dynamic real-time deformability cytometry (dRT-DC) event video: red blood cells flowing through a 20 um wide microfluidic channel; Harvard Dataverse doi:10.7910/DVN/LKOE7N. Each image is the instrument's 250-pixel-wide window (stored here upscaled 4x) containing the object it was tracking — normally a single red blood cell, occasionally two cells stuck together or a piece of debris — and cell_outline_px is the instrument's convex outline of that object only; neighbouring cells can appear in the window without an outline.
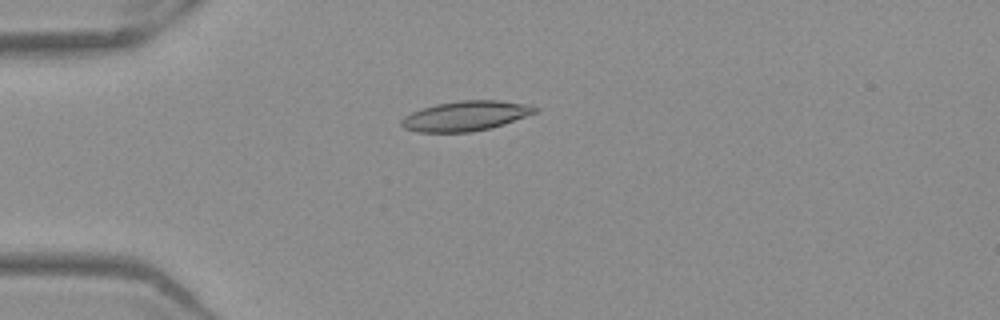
{"species": "Egyptian fruit bat (a non-hibernating species)", "species_latin": "Rousettus aegyptiacus", "temperature_condition": "warm", "stored_images_in_passage": 39, "camera_frame_rate_fps": 3000, "um_per_image_px": 0.085, "frame": {"image": 1, "passage_image": 1, "time_ms": 0.0, "image_size_px": [1000, 320], "cell_outline_px": [[540, 108], [536, 112], [504, 124], [492, 128], [472, 132], [416, 132], [404, 128], [400, 124], [400, 120], [404, 116], [412, 112], [436, 104], [460, 100], [496, 100], [524, 104]], "centroid_in_image_um": [39.55, 9.86], "position_along_channel_um": 45.5, "area_um2": 23.18}}
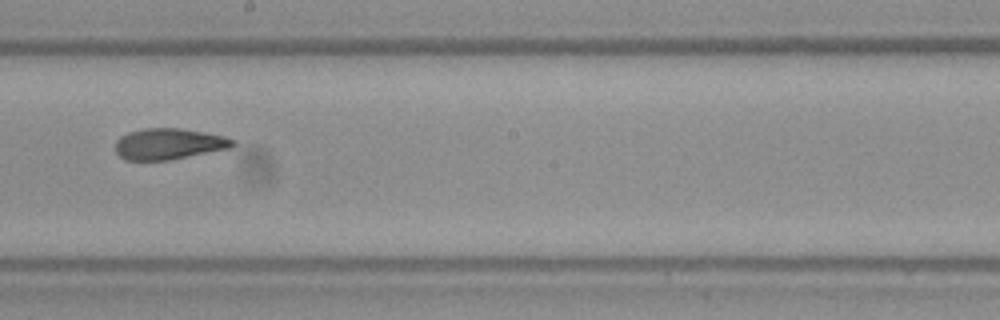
{"frame": {"image": 2, "passage_image": 17, "time_ms": 5.333, "image_size_px": [1000, 320], "cell_outline_px": [[236, 144], [232, 148], [168, 160], [124, 160], [116, 152], [116, 140], [120, 136], [128, 132], [144, 128], [180, 128], [204, 132], [224, 136], [236, 140]], "centroid_in_image_um": [14.37, 12.23], "position_along_channel_um": 233.8, "area_um2": 21.39}}
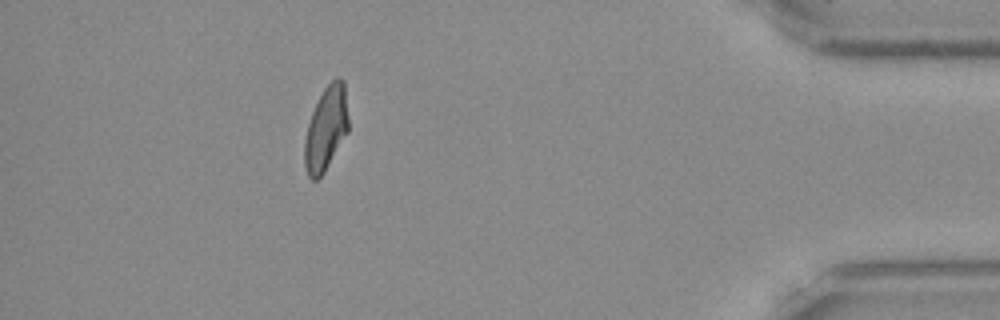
{"frame": {"image": 3, "passage_image": 34, "time_ms": 11.0, "image_size_px": [1000, 320], "cell_outline_px": [[348, 132], [324, 172], [316, 180], [312, 180], [308, 176], [304, 164], [304, 140], [308, 124], [312, 112], [324, 88], [336, 76], [340, 76], [344, 80], [348, 116]], "centroid_in_image_um": [27.71, 10.92], "position_along_channel_um": 407.5, "area_um2": 21.5}, "authors_computed_cell_mechanics": {"area_um2": 21.9062, "velocity_mm_per_s": 3.9242, "shape_relaxation_time_tau1_ms": 8.8629, "shape_relaxation_time_tau2_ms": 2.0948, "deformation_change_tau1": 0.2373, "deformation_change_tau2": 0.0843}}